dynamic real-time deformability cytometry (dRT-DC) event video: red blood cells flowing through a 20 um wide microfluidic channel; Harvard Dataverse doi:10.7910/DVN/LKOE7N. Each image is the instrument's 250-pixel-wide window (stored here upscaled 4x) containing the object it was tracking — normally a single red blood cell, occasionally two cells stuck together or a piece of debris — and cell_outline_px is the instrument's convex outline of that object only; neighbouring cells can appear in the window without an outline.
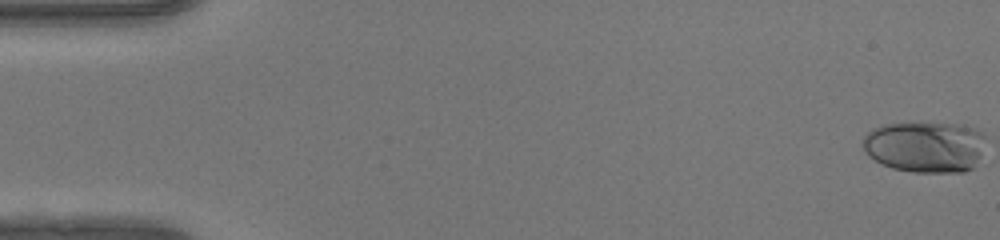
{"species": "human", "species_latin": "Homo sapiens", "temperature_condition": "warm", "stored_images_in_passage": 50, "camera_frame_rate_fps": 3000, "um_per_image_px": 0.085, "donor": {"sex": "female"}, "frame": {"image": 1, "passage_image": 1, "time_ms": 0.0, "image_size_px": [1000, 240], "cell_outline_px": [[984, 136], [980, 156], [972, 168], [964, 172], [912, 172], [892, 168], [880, 164], [868, 156], [860, 144], [864, 136], [872, 128], [884, 124], [928, 120], [964, 124], [984, 132]], "centroid_in_image_um": [78.6, 12.42], "position_along_channel_um": 6.4, "area_um2": 37.92}}
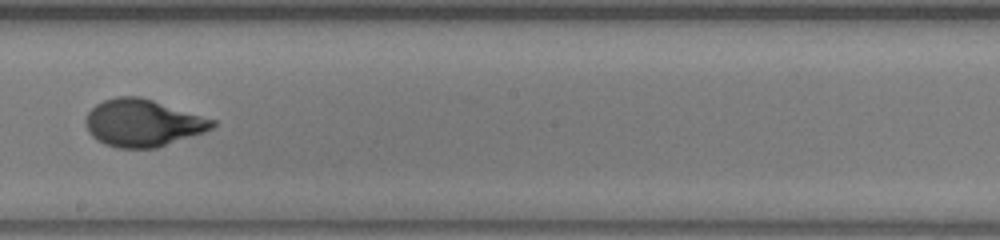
{"frame": {"image": 2, "passage_image": 29, "time_ms": 9.333, "image_size_px": [1000, 240], "cell_outline_px": [[216, 124], [212, 128], [204, 132], [156, 148], [116, 148], [104, 144], [96, 140], [88, 132], [84, 124], [84, 120], [88, 112], [96, 104], [104, 100], [116, 96], [140, 96], [216, 120]], "centroid_in_image_um": [12.09, 10.45], "position_along_channel_um": 236.1, "area_um2": 34.97}}
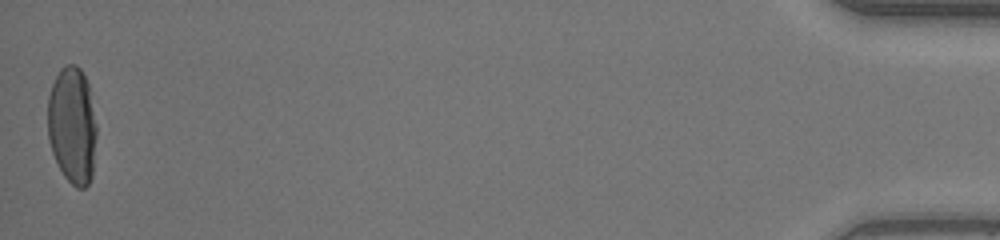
{"frame": {"image": 3, "passage_image": 50, "time_ms": 16.333, "image_size_px": [1000, 240], "cell_outline_px": [[96, 136], [92, 176], [88, 184], [84, 188], [76, 188], [64, 176], [52, 152], [48, 136], [48, 96], [52, 84], [60, 68], [64, 64], [76, 64], [80, 68], [88, 84], [96, 124]], "centroid_in_image_um": [6.14, 10.64], "position_along_channel_um": 429.1, "area_um2": 33.35}, "authors_computed_cell_mechanics": {"area_um2": 34.3043, "velocity_mm_per_s": 4.1968, "shape_relaxation_time_tau1_ms": 5.9411, "shape_relaxation_time_tau2_ms": null, "deformation_change_tau1": 0.2547, "deformation_change_tau2": null}}